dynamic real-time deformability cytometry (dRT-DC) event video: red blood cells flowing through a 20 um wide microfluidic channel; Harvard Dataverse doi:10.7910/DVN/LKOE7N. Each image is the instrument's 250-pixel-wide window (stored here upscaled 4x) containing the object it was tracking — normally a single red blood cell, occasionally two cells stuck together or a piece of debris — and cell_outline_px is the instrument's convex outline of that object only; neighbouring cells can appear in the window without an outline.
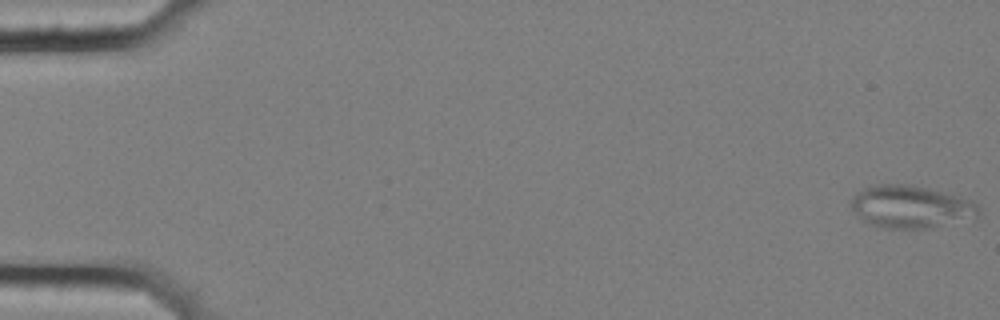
{"species": "common noctule bat (a hibernating species)", "species_latin": "Nyctalus noctula", "temperature_condition": "cold", "stored_images_in_passage": 57, "camera_frame_rate_fps": 3000, "um_per_image_px": 0.085, "animal": {"sex": "female", "body_mass_g": 25.1}, "frame": {"image": 1, "passage_image": 1, "time_ms": 0.0, "image_size_px": [1000, 320], "cell_outline_px": [[980, 212], [976, 216], [924, 228], [884, 228], [868, 224], [860, 220], [852, 208], [852, 196], [856, 192], [864, 188], [876, 184], [912, 184], [928, 188], [972, 200], [980, 208]], "centroid_in_image_um": [77.34, 17.55], "position_along_channel_um": 7.7, "area_um2": 31.27}}
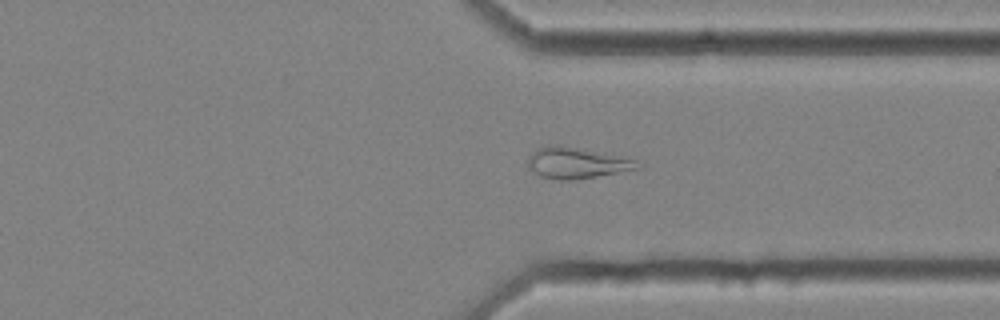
{"frame": {"image": 2, "passage_image": 44, "time_ms": 14.333, "image_size_px": [1000, 320], "cell_outline_px": [[640, 168], [572, 180], [560, 180], [540, 176], [528, 164], [528, 156], [536, 148], [548, 144], [560, 144], [584, 148], [604, 152], [636, 160]], "centroid_in_image_um": [48.98, 13.81], "position_along_channel_um": 362.4, "area_um2": 19.83}}
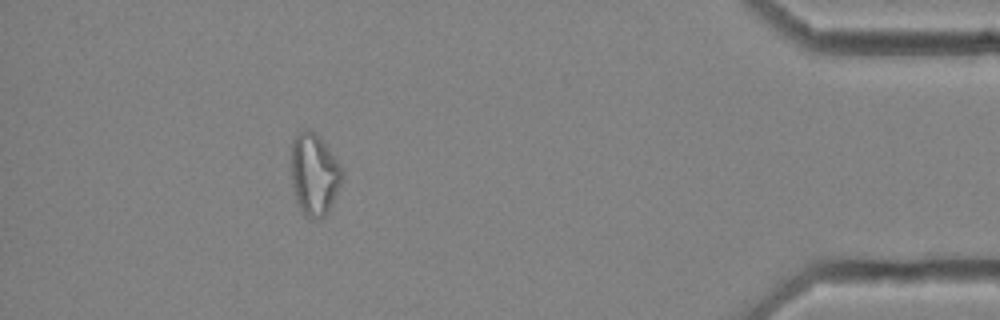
{"frame": {"image": 3, "passage_image": 52, "time_ms": 17.0, "image_size_px": [1000, 320], "cell_outline_px": [[344, 176], [328, 212], [320, 220], [316, 220], [304, 216], [296, 200], [292, 184], [292, 140], [304, 128], [308, 128], [316, 132], [320, 136], [344, 168]], "centroid_in_image_um": [26.74, 14.81], "position_along_channel_um": 408.5, "area_um2": 24.68}, "authors_computed_cell_mechanics": {"area_um2": 23.3512, "velocity_mm_per_s": 3.5647, "shape_relaxation_time_tau1_ms": null, "shape_relaxation_time_tau2_ms": 6.6226, "deformation_change_tau1": null, "deformation_change_tau2": 0.161}}